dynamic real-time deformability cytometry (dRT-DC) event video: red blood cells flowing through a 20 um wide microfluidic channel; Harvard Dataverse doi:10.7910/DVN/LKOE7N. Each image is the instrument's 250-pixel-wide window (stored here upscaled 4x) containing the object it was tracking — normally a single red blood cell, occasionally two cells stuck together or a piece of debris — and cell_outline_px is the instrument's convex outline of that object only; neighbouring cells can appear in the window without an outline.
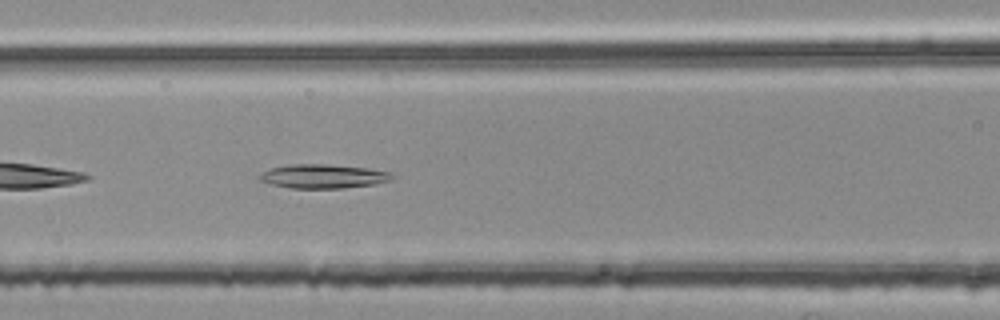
{"species": "common noctule bat (a hibernating species)", "species_latin": "Nyctalus noctula", "temperature_condition": "room temperature", "stored_images_in_passage": 36, "camera_frame_rate_fps": 3000, "um_per_image_px": 0.085, "animal": {"sex": "female", "body_mass_g": 25.1}, "frame": {"image": 1, "passage_image": 7, "time_ms": 2.0, "image_size_px": [1000, 320], "cell_outline_px": [[392, 176], [388, 180], [372, 184], [344, 188], [292, 188], [272, 184], [260, 180], [260, 176], [268, 168], [288, 164], [324, 164], [368, 168], [392, 172]], "centroid_in_image_um": [27.44, 14.97], "position_along_channel_um": 139.2, "area_um2": 18.26}}
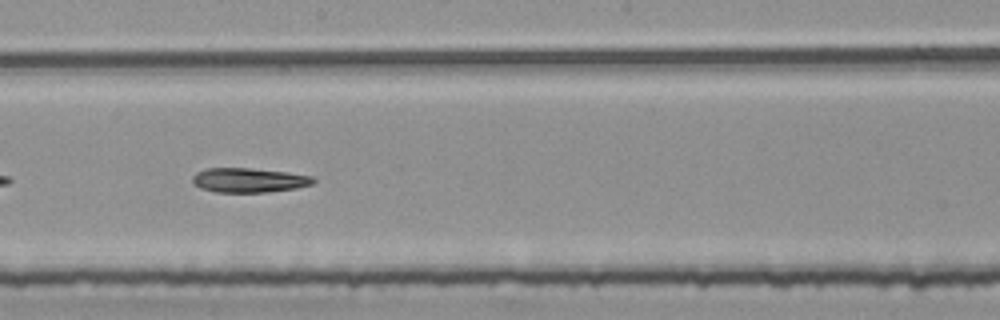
{"frame": {"image": 2, "passage_image": 14, "time_ms": 4.333, "image_size_px": [1000, 320], "cell_outline_px": [[316, 180], [312, 184], [296, 188], [268, 192], [216, 192], [200, 188], [192, 180], [192, 176], [196, 172], [204, 168], [252, 168], [288, 172], [312, 176]], "centroid_in_image_um": [21.15, 15.31], "position_along_channel_um": 227.0, "area_um2": 17.28}}
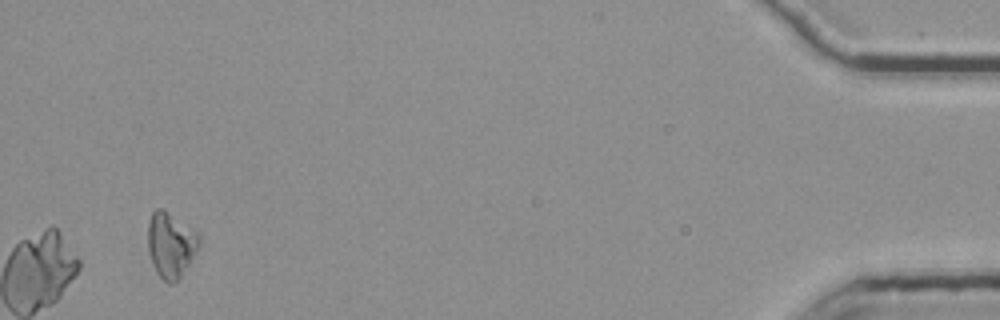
{"frame": {"image": 3, "passage_image": 36, "time_ms": 11.667, "image_size_px": [1000, 320], "cell_outline_px": [[200, 244], [188, 264], [180, 276], [172, 284], [168, 284], [156, 272], [148, 252], [148, 224], [152, 212], [156, 208], [164, 208], [196, 232], [200, 236]], "centroid_in_image_um": [14.49, 20.78], "position_along_channel_um": 420.7, "area_um2": 19.25}}